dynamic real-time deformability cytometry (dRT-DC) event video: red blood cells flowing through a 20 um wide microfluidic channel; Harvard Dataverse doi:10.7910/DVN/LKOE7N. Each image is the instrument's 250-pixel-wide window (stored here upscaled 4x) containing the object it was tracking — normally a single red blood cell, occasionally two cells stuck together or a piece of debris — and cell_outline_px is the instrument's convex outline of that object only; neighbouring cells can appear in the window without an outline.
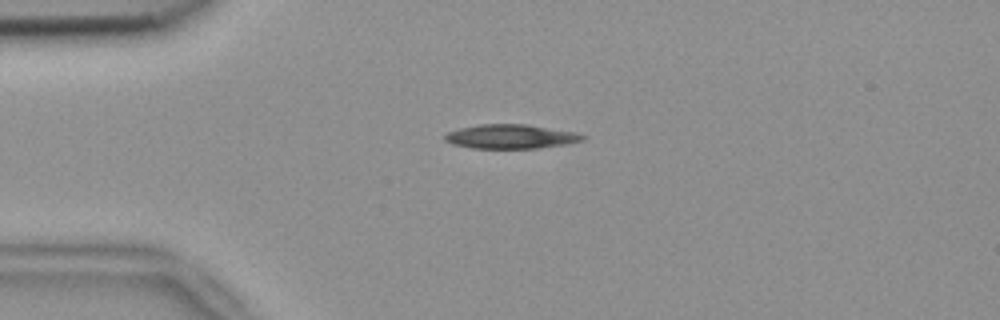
{"species": "common noctule bat (a hibernating species)", "species_latin": "Nyctalus noctula", "temperature_condition": "room temperature", "stored_images_in_passage": 52, "camera_frame_rate_fps": 3000, "um_per_image_px": 0.085, "animal": {"sex": "female", "body_mass_g": 18.4}, "frame": {"image": 1, "passage_image": 12, "time_ms": 3.667, "image_size_px": [1000, 320], "cell_outline_px": [[588, 136], [584, 140], [568, 144], [540, 148], [472, 148], [452, 144], [444, 140], [444, 136], [448, 132], [460, 128], [480, 124], [528, 124], [576, 132]], "centroid_in_image_um": [43.47, 11.6], "position_along_channel_um": 41.5, "area_um2": 19.59}}
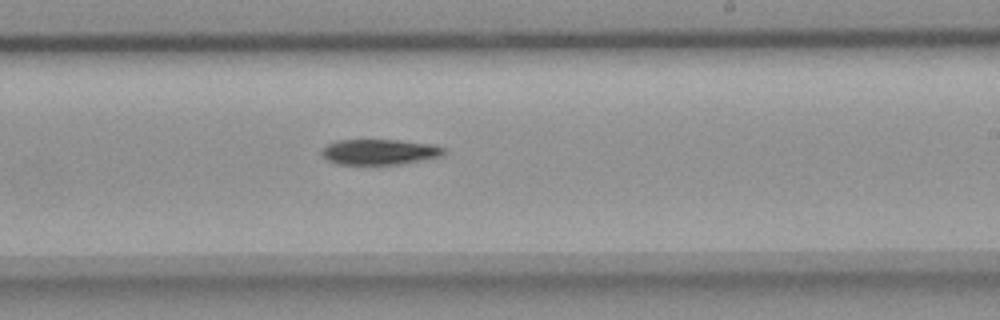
{"frame": {"image": 2, "passage_image": 31, "time_ms": 10.0, "image_size_px": [1000, 320], "cell_outline_px": [[448, 152], [444, 156], [404, 164], [336, 164], [328, 160], [320, 152], [328, 144], [336, 140], [396, 140], [432, 144], [444, 148]], "centroid_in_image_um": [32.32, 12.92], "position_along_channel_um": 256.7, "area_um2": 18.26}}
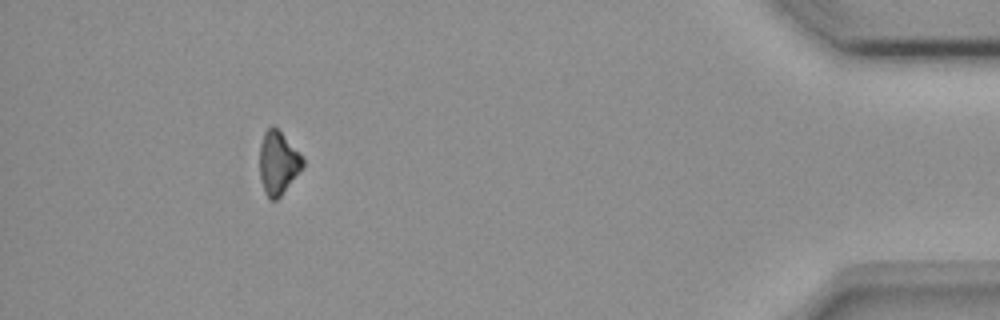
{"frame": {"image": 3, "passage_image": 48, "time_ms": 15.667, "image_size_px": [1000, 320], "cell_outline_px": [[304, 168], [280, 196], [276, 200], [268, 200], [264, 192], [260, 176], [260, 144], [264, 132], [272, 124], [280, 132], [304, 160]], "centroid_in_image_um": [23.62, 13.89], "position_along_channel_um": 411.6, "area_um2": 15.72}, "authors_computed_cell_mechanics": {"area_um2": 18.9006, "velocity_mm_per_s": 3.7727, "shape_relaxation_time_tau1_ms": 4.1449, "shape_relaxation_time_tau2_ms": null, "deformation_change_tau1": 0.0964, "deformation_change_tau2": null}}